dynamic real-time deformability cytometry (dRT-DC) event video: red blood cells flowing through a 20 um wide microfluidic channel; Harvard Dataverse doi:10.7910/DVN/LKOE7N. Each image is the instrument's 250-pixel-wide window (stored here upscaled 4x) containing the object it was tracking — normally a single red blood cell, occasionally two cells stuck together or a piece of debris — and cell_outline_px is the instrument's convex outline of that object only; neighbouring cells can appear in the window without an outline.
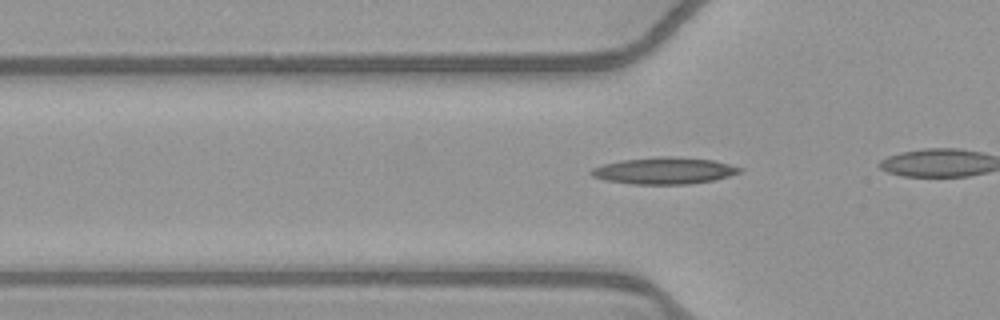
{"species": "common noctule bat (a hibernating species)", "species_latin": "Nyctalus noctula", "temperature_condition": "warm", "stored_images_in_passage": 33, "segment_of_instrument_passage": [1, 2], "camera_frame_rate_fps": 3000, "um_per_image_px": 0.085, "animal": {"sex": "female", "body_mass_g": 21.9}, "frame": {"image": 1, "passage_image": 4, "time_ms": 1.0, "image_size_px": [1000, 320], "cell_outline_px": [[744, 172], [712, 180], [688, 184], [632, 184], [604, 180], [592, 176], [588, 172], [592, 168], [604, 164], [620, 160], [660, 156], [668, 156], [712, 160], [744, 168]], "centroid_in_image_um": [56.44, 14.51], "position_along_channel_um": 69.4, "area_um2": 23.12}}
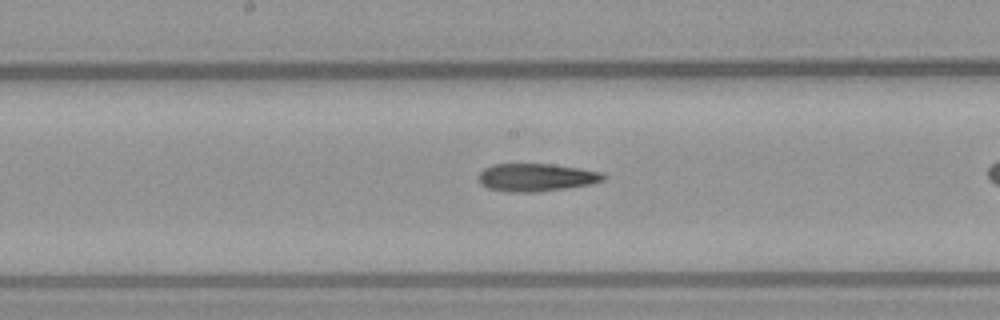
{"frame": {"image": 2, "passage_image": 14, "time_ms": 4.333, "image_size_px": [1000, 320], "cell_outline_px": [[608, 176], [604, 180], [592, 184], [568, 188], [536, 192], [508, 192], [488, 188], [480, 184], [480, 172], [484, 168], [492, 164], [552, 164], [580, 168], [600, 172]], "centroid_in_image_um": [45.61, 15.08], "position_along_channel_um": 202.6, "area_um2": 20.35}}
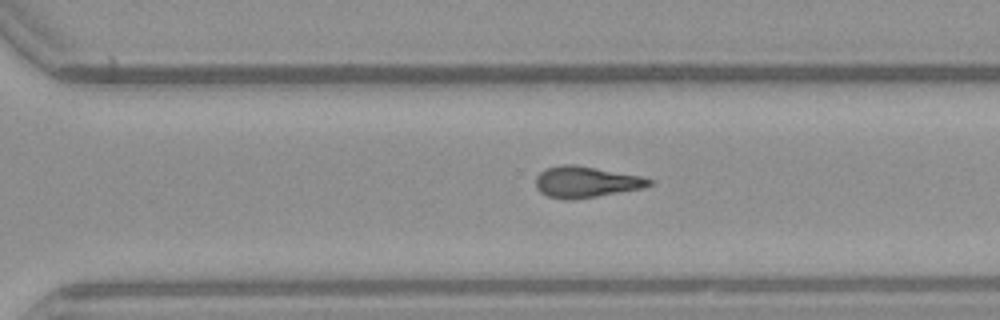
{"frame": {"image": 3, "passage_image": 23, "time_ms": 7.333, "image_size_px": [1000, 320], "cell_outline_px": [[656, 180], [652, 184], [644, 188], [572, 200], [564, 200], [548, 196], [540, 192], [536, 188], [536, 176], [544, 168], [564, 164], [572, 164], [640, 176]], "centroid_in_image_um": [49.79, 15.47], "position_along_channel_um": 320.8, "area_um2": 20.58}}